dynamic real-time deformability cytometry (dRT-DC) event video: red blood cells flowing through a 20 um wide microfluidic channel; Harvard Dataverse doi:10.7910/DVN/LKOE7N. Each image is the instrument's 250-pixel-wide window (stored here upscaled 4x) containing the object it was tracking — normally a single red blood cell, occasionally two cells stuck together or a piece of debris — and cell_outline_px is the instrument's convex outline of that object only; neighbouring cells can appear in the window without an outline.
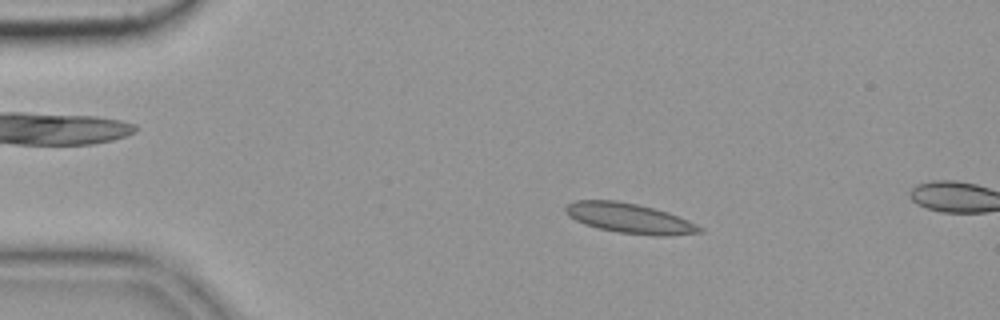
{"species": "common noctule bat (a hibernating species)", "species_latin": "Nyctalus noctula", "temperature_condition": "cold", "stored_images_in_passage": 4, "camera_frame_rate_fps": 3000, "um_per_image_px": 0.085, "animal": {"sex": "female", "body_mass_g": 19.9}, "frame": {"image": 1, "passage_image": 2, "time_ms": 0.333, "image_size_px": [1000, 320], "cell_outline_px": [[704, 232], [668, 236], [652, 236], [616, 232], [596, 228], [584, 224], [568, 216], [564, 212], [564, 208], [568, 204], [576, 200], [616, 200], [636, 204], [668, 212], [688, 220], [704, 228]], "centroid_in_image_um": [53.51, 18.56], "position_along_channel_um": 31.5, "area_um2": 23.64}}